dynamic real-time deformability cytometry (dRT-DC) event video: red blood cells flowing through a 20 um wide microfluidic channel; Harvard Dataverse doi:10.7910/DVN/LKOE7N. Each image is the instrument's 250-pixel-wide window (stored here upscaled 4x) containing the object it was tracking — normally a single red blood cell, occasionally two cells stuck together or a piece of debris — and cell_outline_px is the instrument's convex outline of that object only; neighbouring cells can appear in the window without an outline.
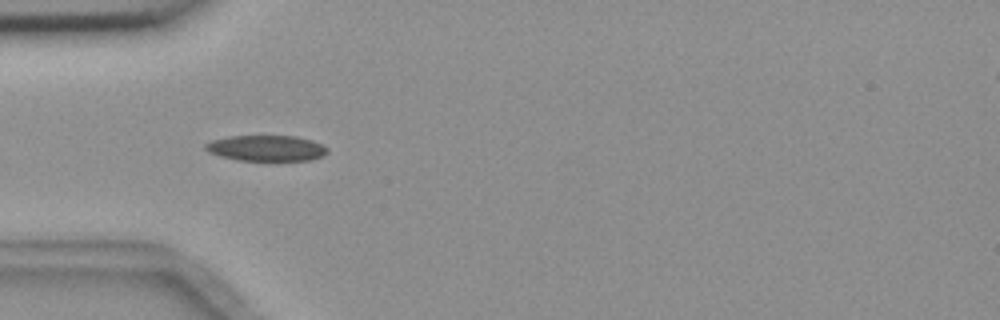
{"species": "common noctule bat (a hibernating species)", "species_latin": "Nyctalus noctula", "temperature_condition": "room temperature", "stored_images_in_passage": 8, "camera_frame_rate_fps": 3000, "um_per_image_px": 0.085, "animal": {"sex": "female", "body_mass_g": 18.4}, "frame": {"image": 1, "passage_image": 5, "time_ms": 5.333, "image_size_px": [1000, 320], "cell_outline_px": [[328, 152], [324, 156], [308, 160], [240, 160], [220, 156], [208, 152], [204, 148], [204, 144], [212, 140], [228, 136], [296, 136], [312, 140], [324, 144], [328, 148]], "centroid_in_image_um": [22.66, 12.58], "position_along_channel_um": 62.3, "area_um2": 18.38}}
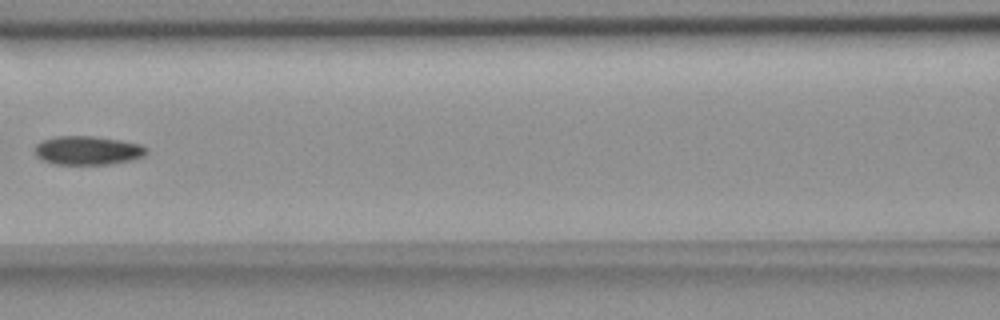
{"frame": {"image": 2, "passage_image": 7, "time_ms": 8.0, "image_size_px": [1000, 320], "cell_outline_px": [[148, 152], [144, 156], [112, 164], [52, 164], [36, 156], [36, 144], [40, 140], [56, 136], [92, 136], [120, 140], [140, 144], [148, 148]], "centroid_in_image_um": [7.45, 12.78], "position_along_channel_um": 159.2, "area_um2": 18.73}}
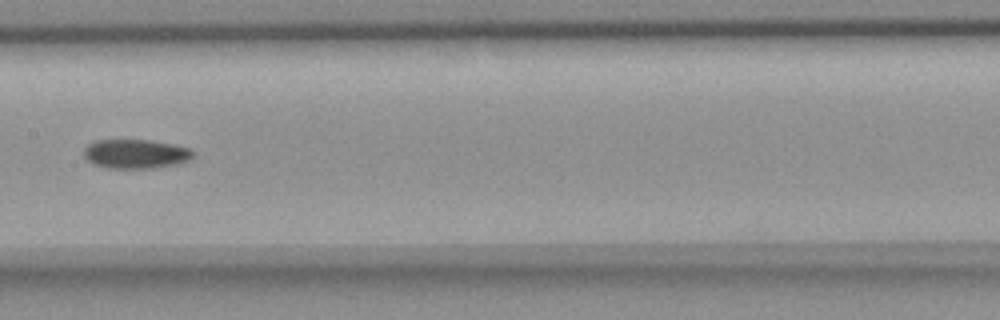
{"frame": {"image": 3, "passage_image": 8, "time_ms": 9.0, "image_size_px": [1000, 320], "cell_outline_px": [[192, 156], [188, 160], [176, 164], [156, 168], [104, 168], [92, 164], [84, 156], [84, 148], [88, 144], [96, 140], [152, 140], [192, 148]], "centroid_in_image_um": [11.51, 13.08], "position_along_channel_um": 195.9, "area_um2": 18.67}}